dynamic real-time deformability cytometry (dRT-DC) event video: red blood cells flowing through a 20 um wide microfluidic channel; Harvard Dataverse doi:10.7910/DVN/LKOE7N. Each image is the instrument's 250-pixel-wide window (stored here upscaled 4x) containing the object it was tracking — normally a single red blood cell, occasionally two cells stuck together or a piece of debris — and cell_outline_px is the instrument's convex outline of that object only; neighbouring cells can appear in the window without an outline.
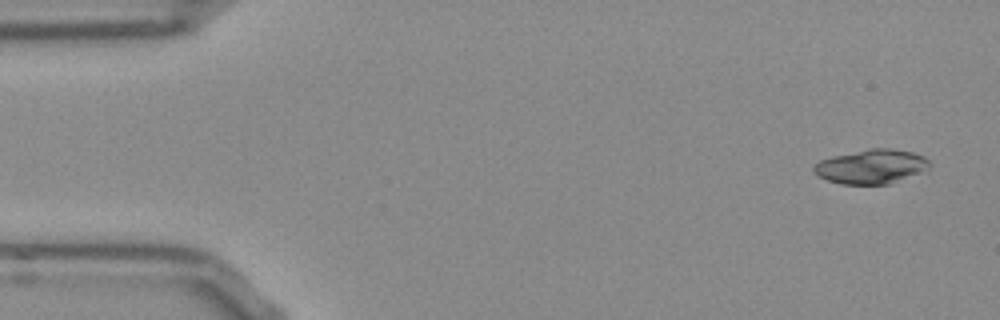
{"species": "Egyptian fruit bat (a non-hibernating species)", "species_latin": "Rousettus aegyptiacus", "temperature_condition": "room temperature", "stored_images_in_passage": 50, "camera_frame_rate_fps": 3000, "um_per_image_px": 0.085, "frame": {"image": 1, "passage_image": 1, "time_ms": 0.0, "image_size_px": [1000, 320], "cell_outline_px": [[932, 164], [928, 172], [888, 184], [840, 184], [828, 180], [812, 172], [812, 168], [820, 160], [832, 156], [872, 148], [892, 148], [912, 152], [924, 156]], "centroid_in_image_um": [74.14, 14.16], "position_along_channel_um": 10.9, "area_um2": 23.47}}
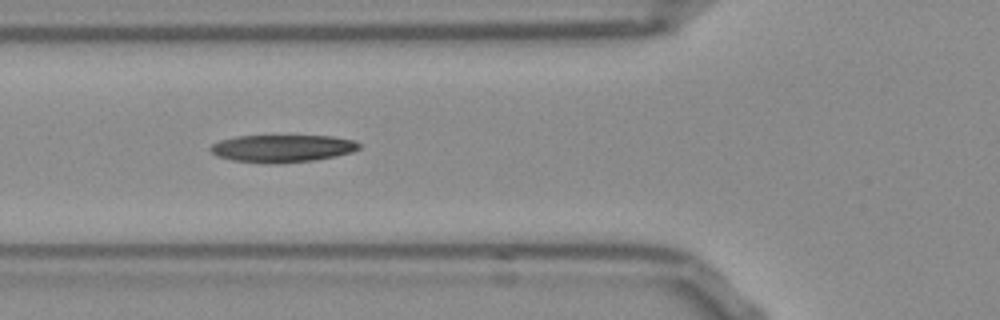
{"frame": {"image": 2, "passage_image": 17, "time_ms": 5.333, "image_size_px": [1000, 320], "cell_outline_px": [[360, 148], [352, 152], [312, 160], [272, 164], [268, 164], [232, 160], [216, 156], [208, 148], [212, 144], [220, 140], [236, 136], [332, 136], [356, 140], [360, 144]], "centroid_in_image_um": [23.97, 12.61], "position_along_channel_um": 101.8, "area_um2": 23.76}}
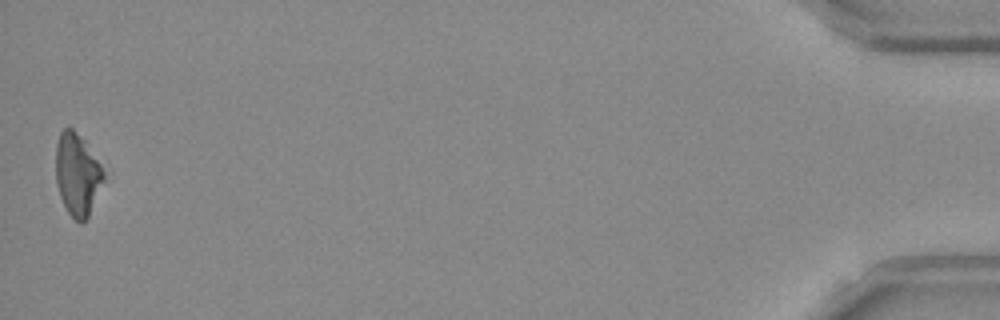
{"frame": {"image": 3, "passage_image": 50, "time_ms": 16.333, "image_size_px": [1000, 320], "cell_outline_px": [[104, 180], [88, 216], [80, 224], [68, 212], [60, 196], [56, 184], [56, 144], [60, 132], [68, 124], [84, 140], [100, 164], [104, 172]], "centroid_in_image_um": [6.55, 14.79], "position_along_channel_um": 428.6, "area_um2": 22.72}, "authors_computed_cell_mechanics": {"area_um2": 23.8425, "velocity_mm_per_s": 3.8702, "shape_relaxation_time_tau1_ms": 6.0293, "shape_relaxation_time_tau2_ms": 6.3028, "deformation_change_tau1": 0.1716, "deformation_change_tau2": 0.1732}}